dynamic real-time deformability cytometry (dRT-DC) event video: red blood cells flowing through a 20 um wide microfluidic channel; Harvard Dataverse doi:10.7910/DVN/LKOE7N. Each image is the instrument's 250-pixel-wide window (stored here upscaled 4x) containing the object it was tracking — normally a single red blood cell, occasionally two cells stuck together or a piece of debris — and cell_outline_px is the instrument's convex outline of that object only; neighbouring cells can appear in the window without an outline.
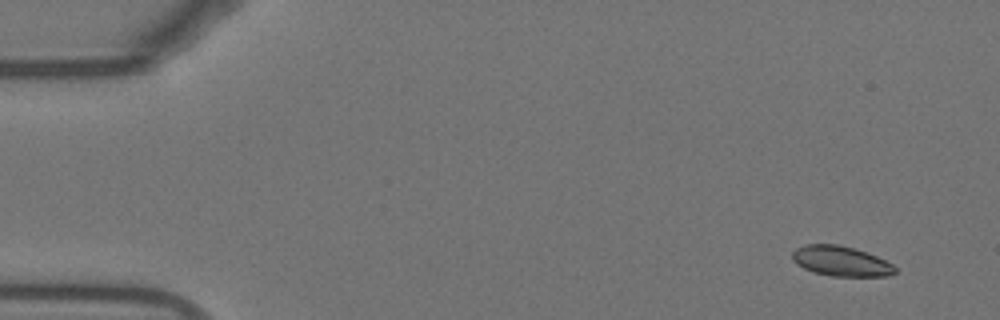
{"species": "Egyptian fruit bat (a non-hibernating species)", "species_latin": "Rousettus aegyptiacus", "temperature_condition": "warm", "stored_images_in_passage": 51, "camera_frame_rate_fps": 3000, "um_per_image_px": 0.085, "animal": {"sex": "female"}, "frame": {"image": 1, "passage_image": 1, "time_ms": 0.0, "image_size_px": [1000, 320], "cell_outline_px": [[896, 272], [888, 276], [832, 276], [812, 272], [796, 264], [792, 260], [792, 252], [796, 248], [804, 244], [836, 244], [852, 248], [876, 256], [892, 264], [896, 268]], "centroid_in_image_um": [71.44, 22.2], "position_along_channel_um": 13.6, "area_um2": 17.92}}
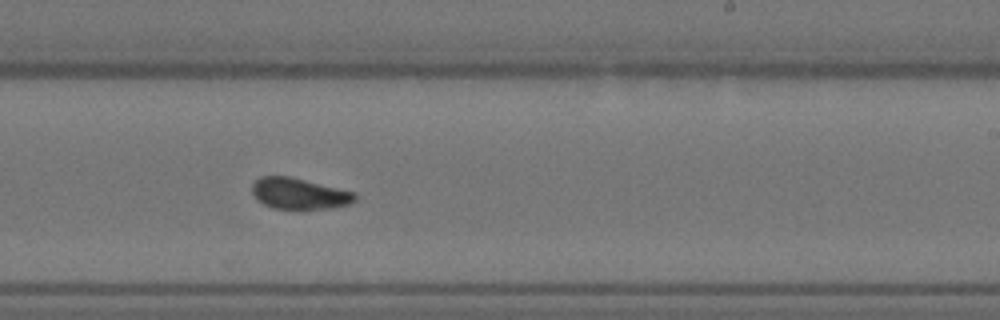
{"frame": {"image": 2, "passage_image": 30, "time_ms": 9.667, "image_size_px": [1000, 320], "cell_outline_px": [[356, 200], [352, 204], [332, 208], [300, 212], [296, 212], [272, 208], [256, 200], [252, 192], [252, 184], [260, 176], [292, 176], [356, 192]], "centroid_in_image_um": [25.46, 16.5], "position_along_channel_um": 263.5, "area_um2": 19.77}}
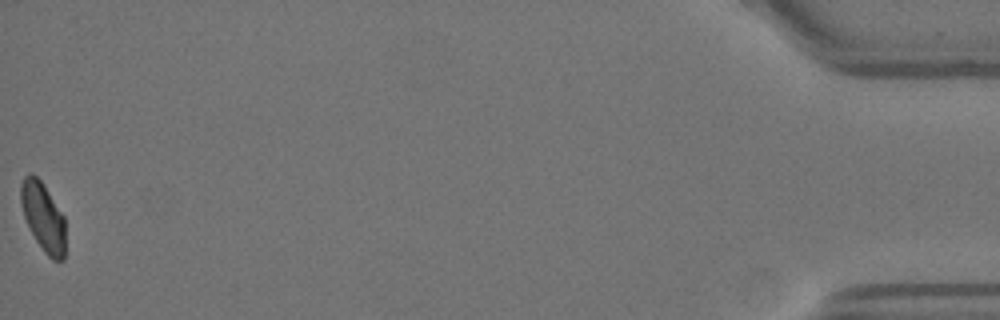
{"frame": {"image": 3, "passage_image": 51, "time_ms": 16.667, "image_size_px": [1000, 320], "cell_outline_px": [[64, 260], [52, 260], [44, 252], [36, 240], [24, 216], [20, 204], [20, 184], [24, 176], [28, 172], [32, 172], [44, 184], [64, 216]], "centroid_in_image_um": [3.65, 18.39], "position_along_channel_um": 431.6, "area_um2": 17.86}, "authors_computed_cell_mechanics": {"area_um2": 18.785, "velocity_mm_per_s": 3.8034, "shape_relaxation_time_tau1_ms": 8.0438, "shape_relaxation_time_tau2_ms": 1.0307, "deformation_change_tau1": 0.1322, "deformation_change_tau2": 0.0666}}